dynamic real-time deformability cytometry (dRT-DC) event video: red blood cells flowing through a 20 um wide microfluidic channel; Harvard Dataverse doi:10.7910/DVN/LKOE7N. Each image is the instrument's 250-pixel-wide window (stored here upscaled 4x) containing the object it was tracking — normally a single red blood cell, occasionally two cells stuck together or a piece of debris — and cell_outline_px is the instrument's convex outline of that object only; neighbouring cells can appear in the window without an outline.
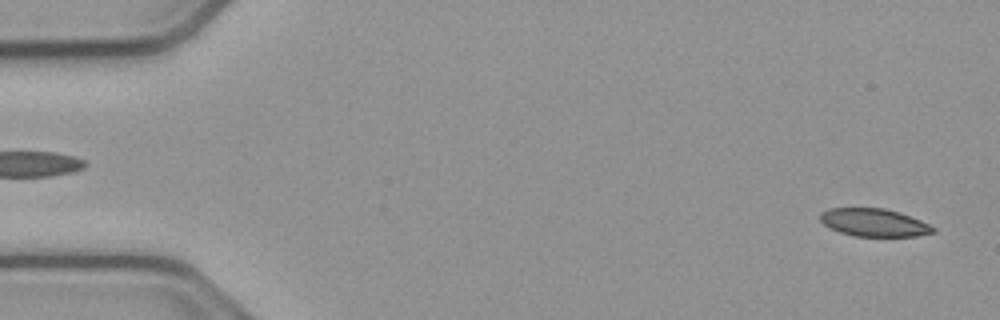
{"species": "common noctule bat (a hibernating species)", "species_latin": "Nyctalus noctula", "temperature_condition": "cold", "stored_images_in_passage": 15, "camera_frame_rate_fps": 3000, "um_per_image_px": 0.085, "animal": {"sex": "male", "body_mass_g": 23.1, "forearm_length_mm": 52.7}, "frame": {"image": 1, "passage_image": 2, "time_ms": 0.333, "image_size_px": [1000, 320], "cell_outline_px": [[936, 232], [916, 236], [856, 236], [840, 232], [824, 224], [820, 220], [820, 212], [828, 208], [884, 208], [900, 212], [920, 220], [936, 228]], "centroid_in_image_um": [74.3, 18.91], "position_along_channel_um": 10.7, "area_um2": 18.26}}
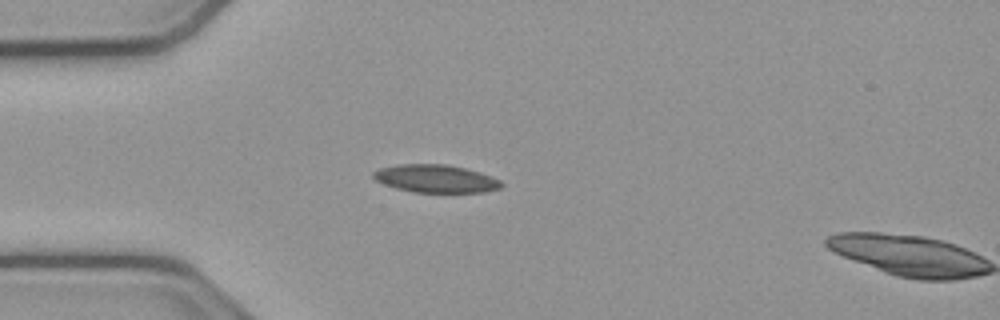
{"frame": {"image": 2, "passage_image": 14, "time_ms": 4.333, "image_size_px": [1000, 320], "cell_outline_px": [[504, 184], [500, 188], [484, 192], [412, 192], [396, 188], [384, 184], [376, 180], [372, 176], [372, 172], [380, 168], [400, 164], [444, 164], [464, 168], [480, 172], [500, 180]], "centroid_in_image_um": [37.03, 15.18], "position_along_channel_um": 48.0, "area_um2": 20.69}}